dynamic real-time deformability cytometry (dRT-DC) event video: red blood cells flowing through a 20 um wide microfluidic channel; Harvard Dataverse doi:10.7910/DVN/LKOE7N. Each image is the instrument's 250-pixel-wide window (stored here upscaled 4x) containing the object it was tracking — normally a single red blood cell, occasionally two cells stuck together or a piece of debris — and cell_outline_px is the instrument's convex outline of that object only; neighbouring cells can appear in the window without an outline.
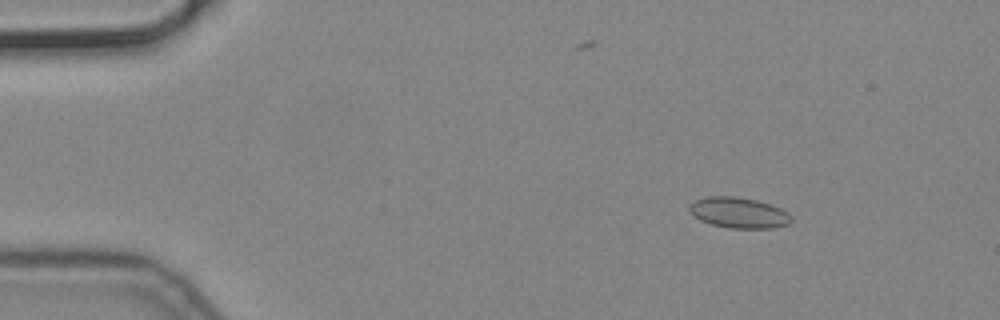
{"species": "common noctule bat (a hibernating species)", "species_latin": "Nyctalus noctula", "temperature_condition": "cold", "stored_images_in_passage": 9, "camera_frame_rate_fps": 3000, "um_per_image_px": 0.085, "animal": {"sex": "male", "body_mass_g": 19.2, "forearm_length_mm": 51.8}, "frame": {"image": 1, "passage_image": 3, "time_ms": 0.667, "image_size_px": [1000, 320], "cell_outline_px": [[792, 220], [788, 224], [772, 228], [728, 228], [712, 224], [700, 220], [688, 208], [688, 204], [696, 200], [708, 196], [736, 196], [756, 200], [780, 208], [788, 212], [792, 216]], "centroid_in_image_um": [62.8, 18.08], "position_along_channel_um": 22.2, "area_um2": 18.15}}
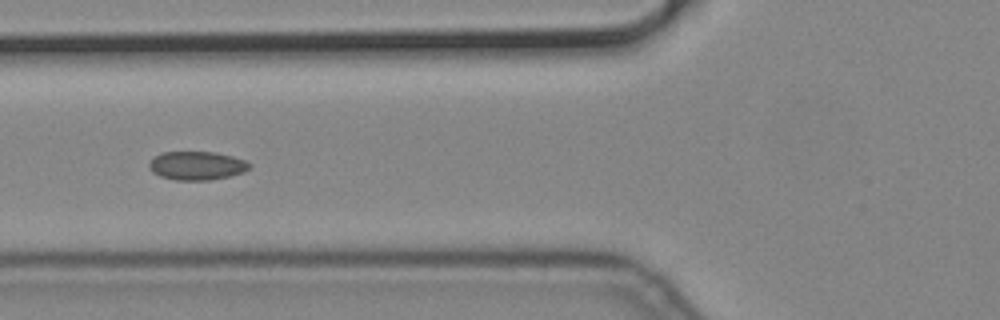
{"frame": {"image": 2, "passage_image": 7, "time_ms": 2.0, "image_size_px": [1000, 320], "cell_outline_px": [[252, 164], [244, 172], [228, 176], [208, 180], [176, 180], [160, 176], [152, 172], [148, 168], [148, 164], [152, 156], [160, 152], [216, 152], [232, 156], [244, 160]], "centroid_in_image_um": [16.67, 14.07], "position_along_channel_um": 109.1, "area_um2": 16.82}}
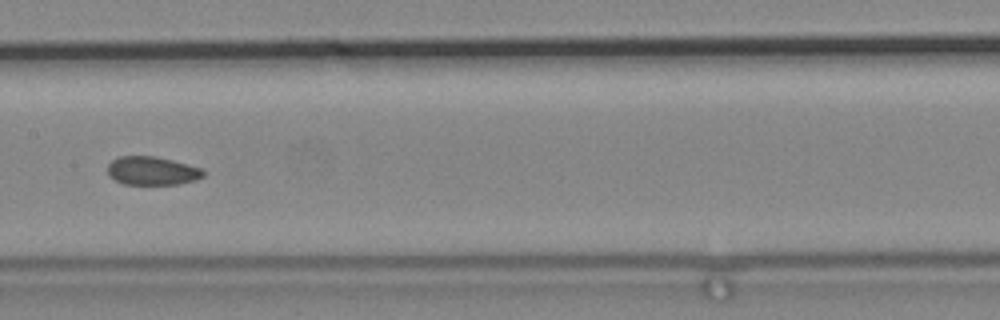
{"frame": {"image": 3, "passage_image": 9, "time_ms": 2.667, "image_size_px": [1000, 320], "cell_outline_px": [[204, 176], [196, 180], [176, 184], [124, 184], [108, 176], [108, 164], [112, 160], [120, 156], [156, 156], [172, 160], [200, 168], [204, 172]], "centroid_in_image_um": [12.9, 14.51], "position_along_channel_um": 194.5, "area_um2": 15.78}}